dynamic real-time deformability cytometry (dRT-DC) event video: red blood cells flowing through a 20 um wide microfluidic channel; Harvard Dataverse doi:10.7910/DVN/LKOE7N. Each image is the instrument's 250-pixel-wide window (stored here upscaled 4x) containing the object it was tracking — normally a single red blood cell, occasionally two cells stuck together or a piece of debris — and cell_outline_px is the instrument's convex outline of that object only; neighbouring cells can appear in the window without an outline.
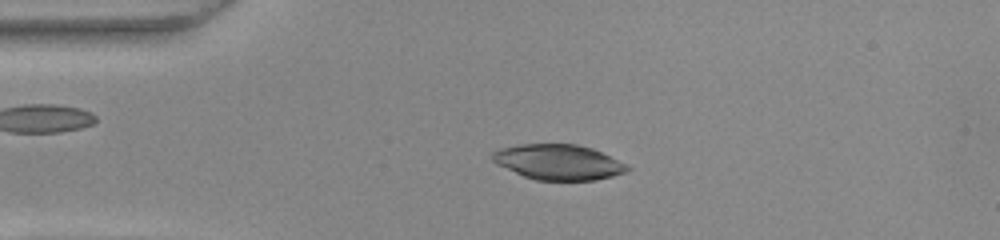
{"species": "common noctule bat (a hibernating species)", "species_latin": "Nyctalus noctula", "temperature_condition": "warm", "stored_images_in_passage": 53, "camera_frame_rate_fps": 3000, "um_per_image_px": 0.085, "animal": {"sex": "female", "body_mass_g": 22.0, "forearm_length_mm": 56.7}, "frame": {"image": 1, "passage_image": 12, "time_ms": 3.667, "image_size_px": [1000, 240], "cell_outline_px": [[632, 168], [628, 172], [596, 180], [536, 180], [524, 176], [496, 164], [492, 160], [492, 152], [500, 148], [520, 144], [576, 144], [592, 148]], "centroid_in_image_um": [47.44, 13.78], "position_along_channel_um": 37.6, "area_um2": 27.57}}
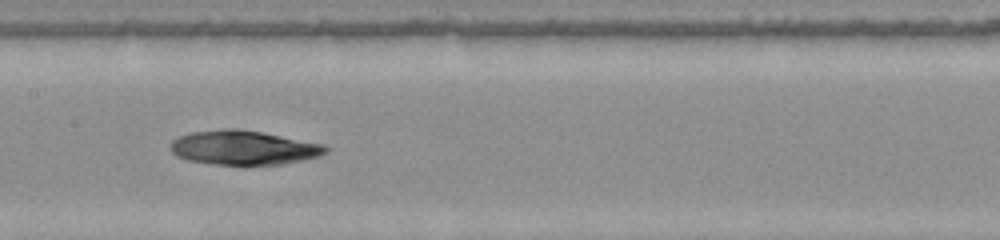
{"frame": {"image": 2, "passage_image": 26, "time_ms": 8.333, "image_size_px": [1000, 240], "cell_outline_px": [[328, 152], [320, 156], [304, 160], [284, 164], [212, 164], [188, 160], [176, 156], [172, 152], [172, 140], [180, 136], [192, 132], [224, 128], [236, 128], [260, 132], [324, 144], [328, 148]], "centroid_in_image_um": [20.73, 12.55], "position_along_channel_um": 186.7, "area_um2": 30.81}}
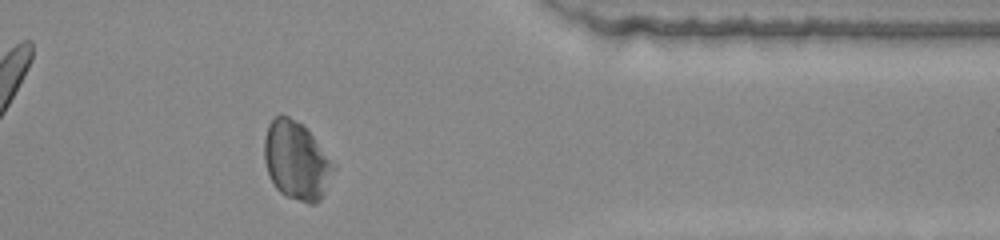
{"frame": {"image": 3, "passage_image": 43, "time_ms": 14.0, "image_size_px": [1000, 240], "cell_outline_px": [[328, 164], [320, 200], [316, 204], [308, 204], [284, 196], [276, 188], [268, 172], [264, 160], [264, 140], [268, 124], [280, 112], [296, 120], [312, 136], [328, 160]], "centroid_in_image_um": [25.03, 13.62], "position_along_channel_um": 386.4, "area_um2": 29.77}}